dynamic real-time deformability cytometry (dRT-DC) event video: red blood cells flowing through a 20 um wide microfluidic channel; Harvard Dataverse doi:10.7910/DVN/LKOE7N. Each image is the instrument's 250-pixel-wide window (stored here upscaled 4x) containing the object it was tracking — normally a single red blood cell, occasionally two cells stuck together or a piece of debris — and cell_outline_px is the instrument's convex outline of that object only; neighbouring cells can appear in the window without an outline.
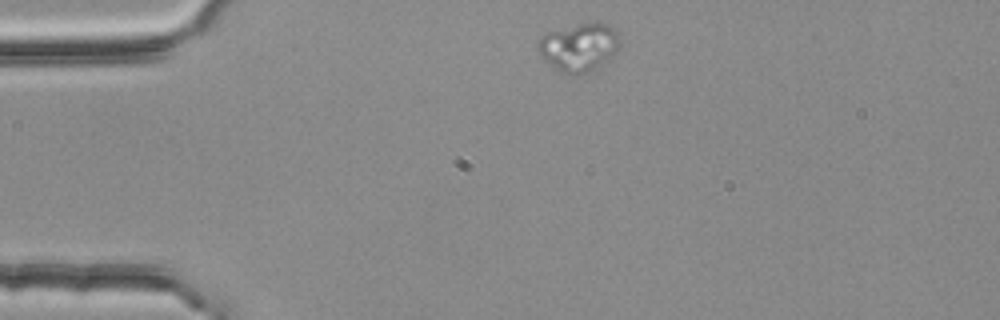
{"species": "common noctule bat (a hibernating species)", "species_latin": "Nyctalus noctula", "temperature_condition": "room temperature", "stored_images_in_passage": 2, "camera_frame_rate_fps": 3000, "um_per_image_px": 0.085, "animal": {"sex": "female", "body_mass_g": 25.1}, "frame": {"image": 1, "passage_image": 1, "time_ms": 0.0, "image_size_px": [1000, 320], "cell_outline_px": [[620, 44], [616, 52], [608, 60], [576, 76], [560, 72], [544, 60], [540, 56], [536, 48], [540, 40], [548, 32], [596, 20], [608, 24], [616, 28], [620, 32]], "centroid_in_image_um": [49.26, 3.98], "position_along_channel_um": 35.7, "area_um2": 23.06}}